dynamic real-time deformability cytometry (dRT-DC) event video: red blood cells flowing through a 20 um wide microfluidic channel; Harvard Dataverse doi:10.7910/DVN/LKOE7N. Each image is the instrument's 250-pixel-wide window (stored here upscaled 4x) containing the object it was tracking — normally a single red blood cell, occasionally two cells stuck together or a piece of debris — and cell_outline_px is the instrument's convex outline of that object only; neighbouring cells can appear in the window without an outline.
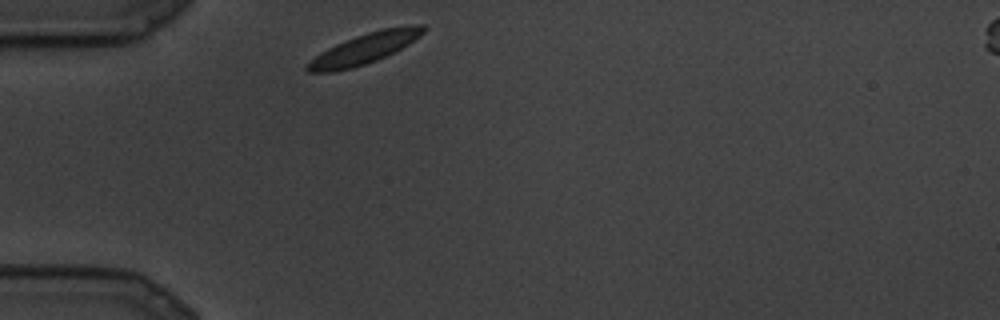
{"species": "common noctule bat (a hibernating species)", "species_latin": "Nyctalus noctula", "temperature_condition": "cold", "stored_images_in_passage": 10, "camera_frame_rate_fps": 3000, "um_per_image_px": 0.085, "animal": {"sex": "male", "body_mass_g": 19.5, "forearm_length_mm": 54.6}, "frame": {"image": 1, "passage_image": 1, "time_ms": 0.0, "image_size_px": [1000, 320], "cell_outline_px": [[428, 28], [420, 36], [408, 44], [376, 60], [352, 68], [332, 72], [308, 72], [304, 68], [316, 56], [328, 48], [336, 44], [356, 36], [368, 32], [384, 28], [412, 24], [424, 24]], "centroid_in_image_um": [31.02, 4.11], "position_along_channel_um": 54.0, "area_um2": 20.23}}
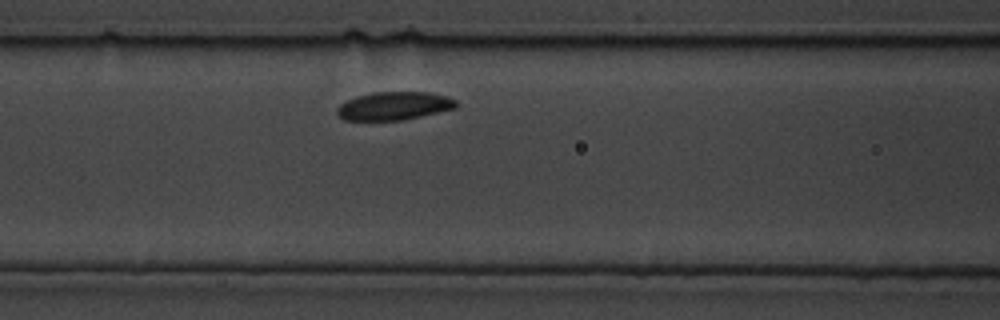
{"frame": {"image": 2, "passage_image": 5, "time_ms": 1.333, "image_size_px": [1000, 320], "cell_outline_px": [[456, 108], [404, 120], [344, 120], [336, 112], [336, 108], [340, 104], [356, 96], [372, 92], [428, 92], [448, 96], [456, 100]], "centroid_in_image_um": [33.49, 9.0], "position_along_channel_um": 133.1, "area_um2": 19.59}}
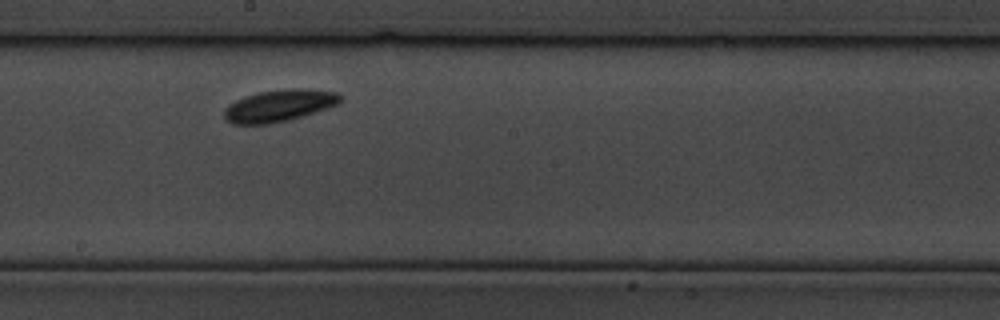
{"frame": {"image": 3, "passage_image": 9, "time_ms": 2.667, "image_size_px": [1000, 320], "cell_outline_px": [[344, 100], [340, 104], [328, 108], [288, 120], [272, 124], [232, 124], [224, 116], [224, 108], [228, 104], [244, 96], [260, 92], [292, 88], [304, 88], [336, 92], [344, 96]], "centroid_in_image_um": [23.77, 8.97], "position_along_channel_um": 224.4, "area_um2": 21.79}}